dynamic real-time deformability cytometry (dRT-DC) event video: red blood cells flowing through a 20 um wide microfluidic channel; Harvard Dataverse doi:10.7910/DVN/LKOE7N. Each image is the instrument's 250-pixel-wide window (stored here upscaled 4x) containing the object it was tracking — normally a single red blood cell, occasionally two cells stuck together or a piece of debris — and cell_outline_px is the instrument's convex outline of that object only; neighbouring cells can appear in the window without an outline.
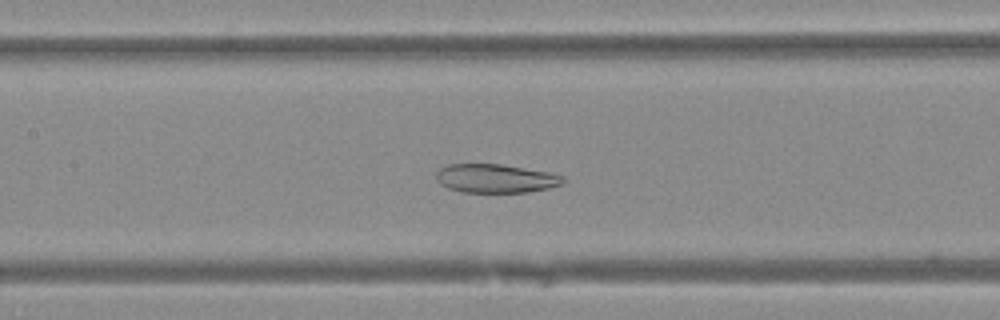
{"species": "Egyptian fruit bat (a non-hibernating species)", "species_latin": "Rousettus aegyptiacus", "temperature_condition": "warm", "stored_images_in_passage": 32, "camera_frame_rate_fps": 3000, "um_per_image_px": 0.085, "animal": {"sex": "female"}, "frame": {"image": 1, "passage_image": 15, "time_ms": 4.667, "image_size_px": [1000, 320], "cell_outline_px": [[568, 180], [564, 184], [548, 188], [528, 192], [460, 192], [448, 188], [440, 184], [436, 180], [436, 172], [440, 168], [448, 164], [500, 164], [548, 172], [564, 176]], "centroid_in_image_um": [42.14, 15.17], "position_along_channel_um": 165.3, "area_um2": 21.39}}
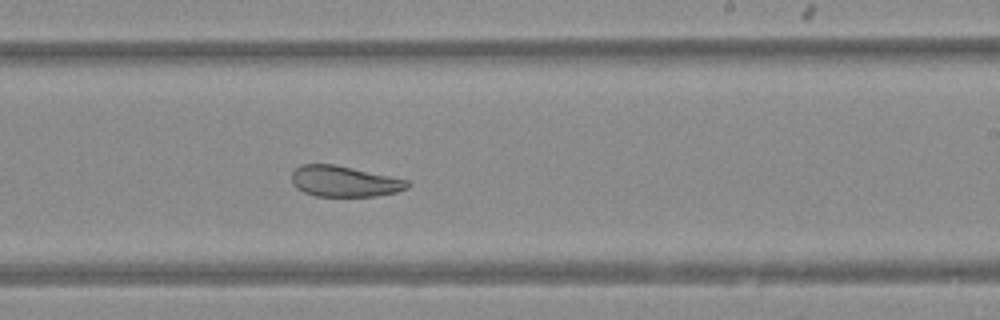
{"frame": {"image": 2, "passage_image": 22, "time_ms": 7.0, "image_size_px": [1000, 320], "cell_outline_px": [[412, 184], [408, 188], [396, 192], [376, 196], [316, 196], [304, 192], [296, 188], [292, 184], [292, 172], [300, 164], [332, 164], [352, 168], [408, 180]], "centroid_in_image_um": [29.26, 15.42], "position_along_channel_um": 259.7, "area_um2": 20.75}}
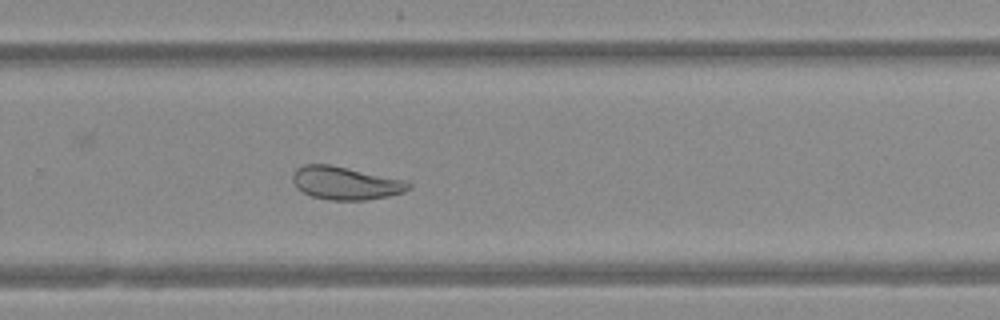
{"frame": {"image": 3, "passage_image": 25, "time_ms": 8.0, "image_size_px": [1000, 320], "cell_outline_px": [[412, 184], [404, 192], [388, 196], [364, 200], [328, 200], [312, 196], [296, 188], [292, 180], [292, 172], [296, 168], [304, 164], [328, 164], [408, 180]], "centroid_in_image_um": [29.36, 15.56], "position_along_channel_um": 300.4, "area_um2": 22.43}}